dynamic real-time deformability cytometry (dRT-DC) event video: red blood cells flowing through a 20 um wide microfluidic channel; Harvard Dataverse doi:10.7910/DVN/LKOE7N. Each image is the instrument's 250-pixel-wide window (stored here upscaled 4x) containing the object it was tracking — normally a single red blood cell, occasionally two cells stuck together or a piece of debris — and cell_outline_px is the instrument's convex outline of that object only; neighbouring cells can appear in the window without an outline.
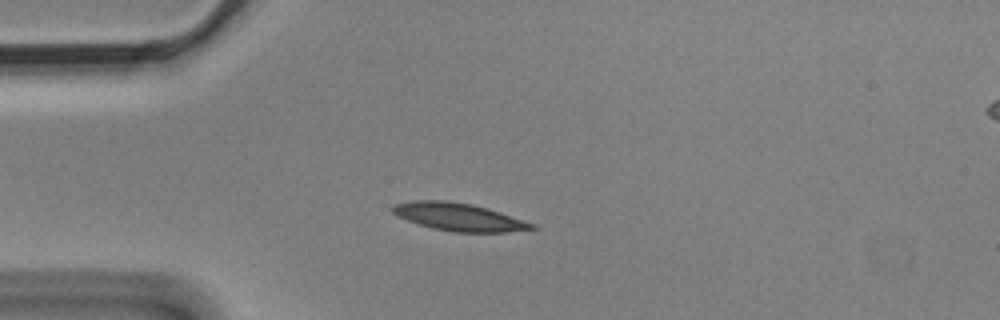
{"species": "Egyptian fruit bat (a non-hibernating species)", "species_latin": "Rousettus aegyptiacus", "temperature_condition": "cold", "stored_images_in_passage": 5, "camera_frame_rate_fps": 3000, "um_per_image_px": 0.085, "animal": {"sex": "male"}, "frame": {"image": 1, "passage_image": 5, "time_ms": 1.333, "image_size_px": [1000, 320], "cell_outline_px": [[536, 228], [508, 232], [452, 232], [432, 228], [396, 216], [392, 212], [392, 208], [396, 204], [412, 200], [448, 200], [472, 204], [500, 212], [536, 224]], "centroid_in_image_um": [39.0, 18.44], "position_along_channel_um": 46.0, "area_um2": 22.43}}